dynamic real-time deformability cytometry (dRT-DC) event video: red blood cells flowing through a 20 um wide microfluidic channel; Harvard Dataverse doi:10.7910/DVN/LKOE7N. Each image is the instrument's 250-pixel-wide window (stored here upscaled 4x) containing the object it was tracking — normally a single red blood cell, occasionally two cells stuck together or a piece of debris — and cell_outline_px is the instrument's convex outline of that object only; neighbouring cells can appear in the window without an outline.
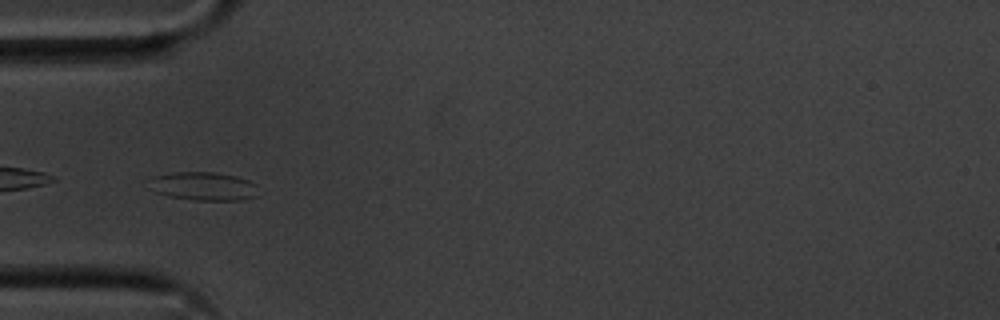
{"species": "common noctule bat (a hibernating species)", "species_latin": "Nyctalus noctula", "temperature_condition": "cold", "stored_images_in_passage": 31, "camera_frame_rate_fps": 3000, "um_per_image_px": 0.085, "animal": {"sex": "male", "body_mass_g": 20.1, "forearm_length_mm": 53.5}, "frame": {"image": 1, "passage_image": 2, "time_ms": 0.333, "image_size_px": [1000, 320], "cell_outline_px": [[256, 196], [240, 200], [196, 200], [168, 196], [156, 192], [148, 188], [144, 180], [152, 176], [176, 172], [216, 172], [236, 176], [248, 180], [256, 184]], "centroid_in_image_um": [17.19, 15.81], "position_along_channel_um": 67.8, "area_um2": 18.38}}
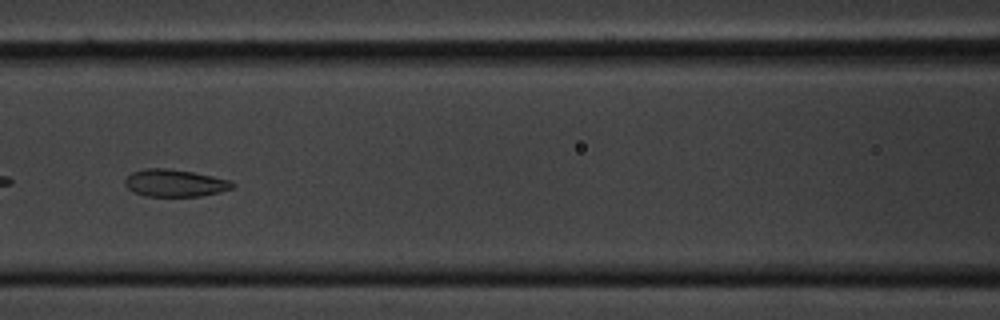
{"frame": {"image": 2, "passage_image": 9, "time_ms": 2.667, "image_size_px": [1000, 320], "cell_outline_px": [[236, 184], [232, 188], [220, 192], [200, 196], [144, 196], [132, 192], [124, 184], [124, 180], [132, 172], [148, 168], [168, 168], [192, 172], [232, 180]], "centroid_in_image_um": [14.86, 15.56], "position_along_channel_um": 151.7, "area_um2": 17.17}}
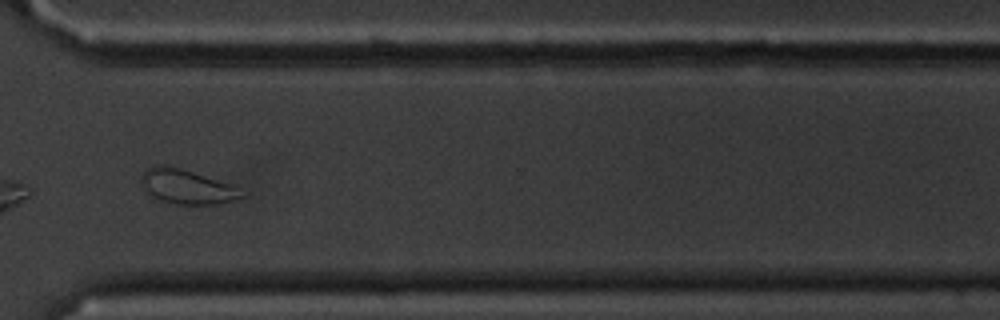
{"frame": {"image": 3, "passage_image": 26, "time_ms": 8.333, "image_size_px": [1000, 320], "cell_outline_px": [[248, 192], [244, 196], [220, 204], [176, 204], [160, 200], [144, 192], [140, 180], [140, 176], [152, 164], [160, 164], [180, 168], [236, 184]], "centroid_in_image_um": [15.93, 15.86], "position_along_channel_um": 354.7, "area_um2": 20.81}, "authors_computed_cell_mechanics": {"area_um2": 17.5712, "velocity_mm_per_s": 3.5832, "shape_relaxation_time_tau1_ms": 5.3735, "shape_relaxation_time_tau2_ms": 1.5794, "deformation_change_tau1": 0.1014, "deformation_change_tau2": 0.0669}}